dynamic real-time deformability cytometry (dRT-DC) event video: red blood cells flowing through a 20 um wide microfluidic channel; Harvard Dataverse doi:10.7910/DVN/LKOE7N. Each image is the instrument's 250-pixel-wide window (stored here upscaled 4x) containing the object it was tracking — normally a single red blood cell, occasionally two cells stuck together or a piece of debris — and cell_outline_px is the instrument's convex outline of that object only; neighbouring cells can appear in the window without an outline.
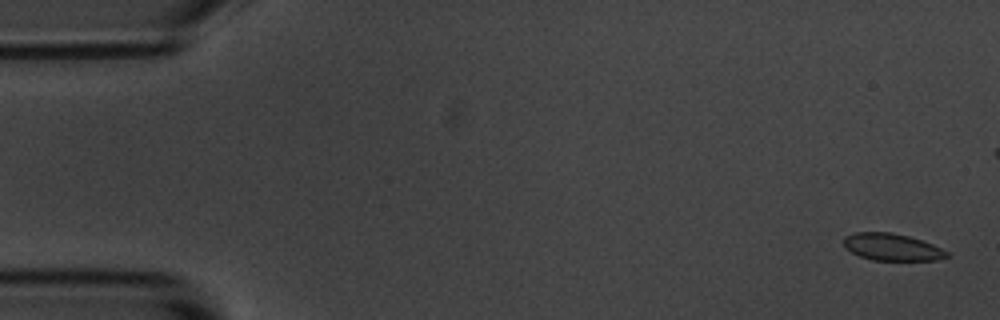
{"species": "common noctule bat (a hibernating species)", "species_latin": "Nyctalus noctula", "temperature_condition": "room temperature", "stored_images_in_passage": 6, "camera_frame_rate_fps": 3000, "um_per_image_px": 0.085, "animal": {"sex": "male", "body_mass_g": 20.1, "forearm_length_mm": 53.5}, "frame": {"image": 1, "passage_image": 1, "time_ms": 0.0, "image_size_px": [1000, 320], "cell_outline_px": [[952, 256], [936, 260], [872, 260], [860, 256], [844, 248], [844, 236], [856, 232], [892, 232], [908, 236], [932, 244], [948, 252]], "centroid_in_image_um": [75.81, 21.0], "position_along_channel_um": 9.2, "area_um2": 16.24}}